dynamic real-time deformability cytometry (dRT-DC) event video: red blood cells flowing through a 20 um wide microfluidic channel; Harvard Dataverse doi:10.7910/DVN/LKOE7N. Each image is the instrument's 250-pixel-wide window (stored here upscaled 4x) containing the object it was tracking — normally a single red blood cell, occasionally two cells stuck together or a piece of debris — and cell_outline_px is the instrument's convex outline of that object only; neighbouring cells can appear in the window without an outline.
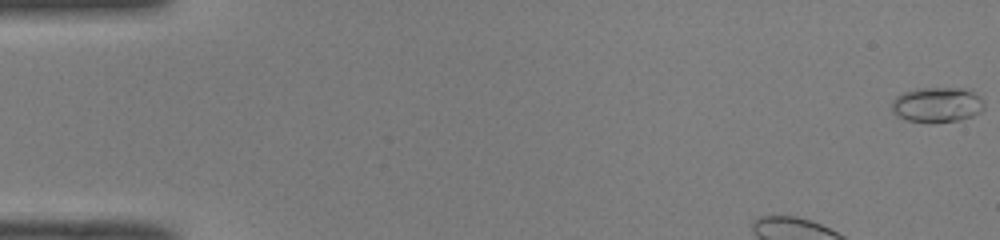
{"species": "common noctule bat (a hibernating species)", "species_latin": "Nyctalus noctula", "temperature_condition": "room temperature", "stored_images_in_passage": 9, "camera_frame_rate_fps": 3000, "um_per_image_px": 0.085, "animal": {"sex": "male", "body_mass_g": 19.0, "forearm_length_mm": 50.8}, "frame": {"image": 1, "passage_image": 1, "time_ms": 0.0, "image_size_px": [1000, 240], "cell_outline_px": [[984, 108], [980, 112], [972, 116], [960, 120], [932, 124], [928, 124], [904, 120], [896, 116], [892, 112], [892, 100], [896, 96], [904, 92], [916, 88], [972, 88], [984, 100]], "centroid_in_image_um": [79.66, 8.92], "position_along_channel_um": 5.3, "area_um2": 19.71}}